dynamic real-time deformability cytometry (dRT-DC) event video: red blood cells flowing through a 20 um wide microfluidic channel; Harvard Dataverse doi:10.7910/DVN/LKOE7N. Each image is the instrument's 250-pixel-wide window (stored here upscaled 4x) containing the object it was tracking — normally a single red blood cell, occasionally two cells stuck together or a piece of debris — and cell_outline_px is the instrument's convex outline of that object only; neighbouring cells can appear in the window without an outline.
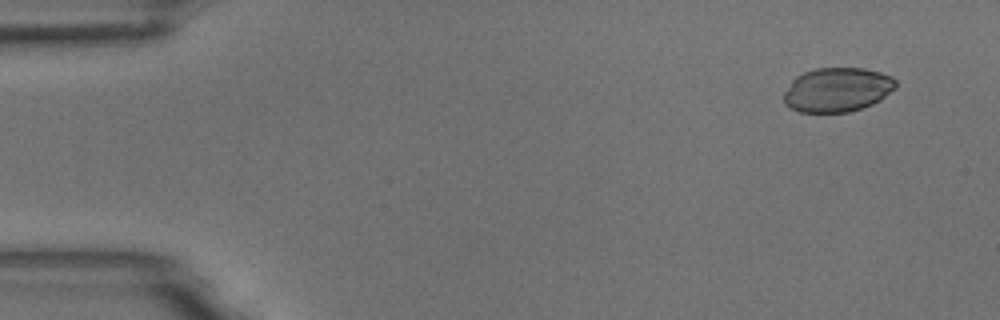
{"species": "common noctule bat (a hibernating species)", "species_latin": "Nyctalus noctula", "temperature_condition": "room temperature", "stored_images_in_passage": 7, "camera_frame_rate_fps": 3000, "um_per_image_px": 0.085, "animal": {"sex": "male", "body_mass_g": 18.8}, "frame": {"image": 1, "passage_image": 2, "time_ms": 0.333, "image_size_px": [1000, 320], "cell_outline_px": [[896, 88], [880, 100], [872, 104], [848, 112], [800, 112], [788, 108], [784, 104], [784, 92], [792, 80], [796, 76], [804, 72], [816, 68], [864, 68], [880, 72], [892, 76], [896, 80]], "centroid_in_image_um": [71.16, 7.62], "position_along_channel_um": 13.8, "area_um2": 29.02}}
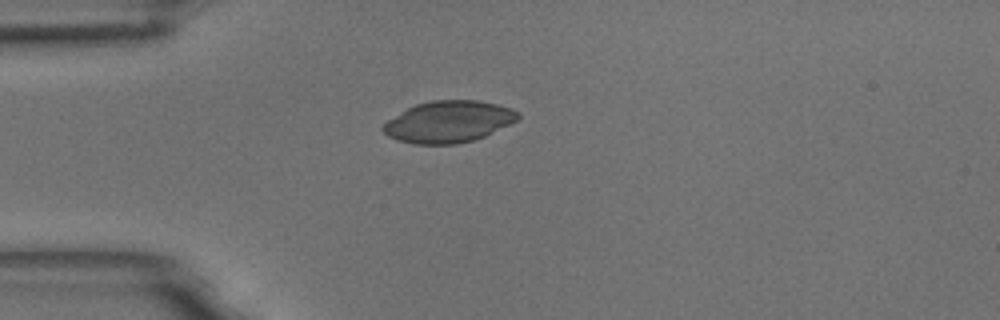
{"frame": {"image": 2, "passage_image": 5, "time_ms": 1.333, "image_size_px": [1000, 320], "cell_outline_px": [[520, 116], [516, 120], [484, 136], [472, 140], [456, 144], [416, 144], [396, 140], [388, 136], [380, 128], [388, 120], [408, 108], [416, 104], [432, 100], [480, 100], [512, 108], [520, 112]], "centroid_in_image_um": [38.12, 10.34], "position_along_channel_um": 46.9, "area_um2": 32.48}}